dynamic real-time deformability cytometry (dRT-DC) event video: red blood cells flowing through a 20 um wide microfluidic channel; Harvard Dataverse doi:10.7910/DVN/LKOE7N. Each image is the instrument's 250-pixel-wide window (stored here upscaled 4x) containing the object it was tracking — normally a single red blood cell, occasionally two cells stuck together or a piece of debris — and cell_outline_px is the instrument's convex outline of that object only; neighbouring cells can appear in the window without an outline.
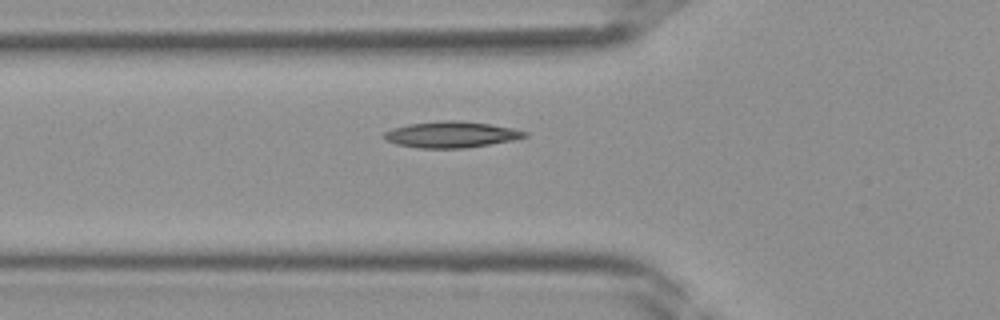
{"species": "Egyptian fruit bat (a non-hibernating species)", "species_latin": "Rousettus aegyptiacus", "temperature_condition": "room temperature", "stored_images_in_passage": 35, "camera_frame_rate_fps": 3000, "um_per_image_px": 0.085, "frame": {"image": 1, "passage_image": 9, "time_ms": 2.667, "image_size_px": [1000, 320], "cell_outline_px": [[528, 136], [512, 140], [464, 148], [420, 148], [396, 144], [384, 140], [380, 136], [384, 132], [392, 128], [408, 124], [444, 120], [456, 120], [488, 124], [512, 128], [528, 132]], "centroid_in_image_um": [38.28, 11.43], "position_along_channel_um": 87.5, "area_um2": 21.39}}
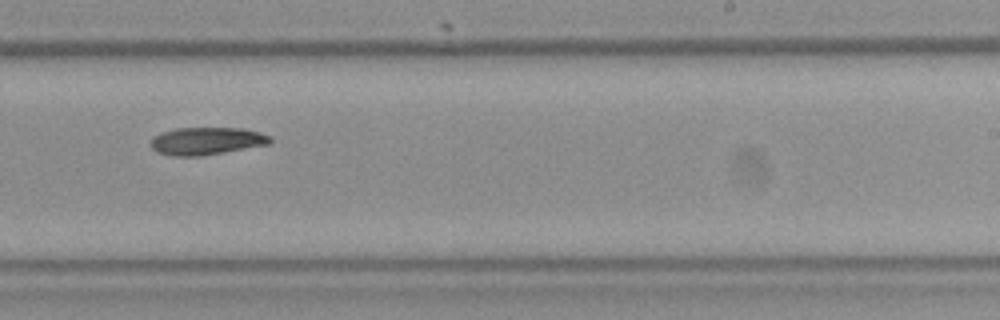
{"frame": {"image": 2, "passage_image": 20, "time_ms": 6.333, "image_size_px": [1000, 320], "cell_outline_px": [[272, 144], [200, 156], [172, 156], [156, 152], [148, 144], [152, 136], [160, 132], [176, 128], [244, 128], [260, 132], [272, 136]], "centroid_in_image_um": [17.55, 11.98], "position_along_channel_um": 271.5, "area_um2": 19.59}}
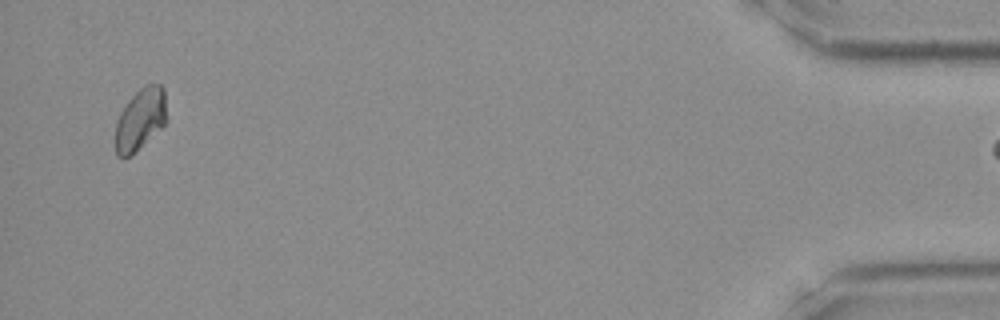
{"frame": {"image": 3, "passage_image": 34, "time_ms": 11.0, "image_size_px": [1000, 320], "cell_outline_px": [[168, 120], [132, 156], [116, 156], [116, 120], [120, 112], [128, 100], [144, 84], [160, 84], [164, 88]], "centroid_in_image_um": [11.95, 10.12], "position_along_channel_um": 423.3, "area_um2": 18.61}}